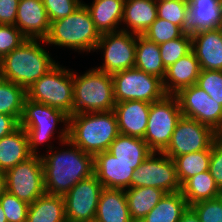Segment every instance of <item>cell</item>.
I'll return each mask as SVG.
<instances>
[{"label":"cell","mask_w":222,"mask_h":222,"mask_svg":"<svg viewBox=\"0 0 222 222\" xmlns=\"http://www.w3.org/2000/svg\"><path fill=\"white\" fill-rule=\"evenodd\" d=\"M26 89L11 81L0 78V113L15 116L19 121L22 117Z\"/></svg>","instance_id":"obj_32"},{"label":"cell","mask_w":222,"mask_h":222,"mask_svg":"<svg viewBox=\"0 0 222 222\" xmlns=\"http://www.w3.org/2000/svg\"><path fill=\"white\" fill-rule=\"evenodd\" d=\"M191 38L200 69L222 71V27L195 32Z\"/></svg>","instance_id":"obj_18"},{"label":"cell","mask_w":222,"mask_h":222,"mask_svg":"<svg viewBox=\"0 0 222 222\" xmlns=\"http://www.w3.org/2000/svg\"><path fill=\"white\" fill-rule=\"evenodd\" d=\"M74 114L108 112L115 107L112 75L95 68L78 76L73 73Z\"/></svg>","instance_id":"obj_5"},{"label":"cell","mask_w":222,"mask_h":222,"mask_svg":"<svg viewBox=\"0 0 222 222\" xmlns=\"http://www.w3.org/2000/svg\"><path fill=\"white\" fill-rule=\"evenodd\" d=\"M134 67L163 80L166 69L163 65L159 45L143 35H137Z\"/></svg>","instance_id":"obj_28"},{"label":"cell","mask_w":222,"mask_h":222,"mask_svg":"<svg viewBox=\"0 0 222 222\" xmlns=\"http://www.w3.org/2000/svg\"><path fill=\"white\" fill-rule=\"evenodd\" d=\"M0 203L8 222H26L30 204L7 191L0 197Z\"/></svg>","instance_id":"obj_37"},{"label":"cell","mask_w":222,"mask_h":222,"mask_svg":"<svg viewBox=\"0 0 222 222\" xmlns=\"http://www.w3.org/2000/svg\"><path fill=\"white\" fill-rule=\"evenodd\" d=\"M175 96L183 117L208 125L215 132L222 128V105L197 84L180 90Z\"/></svg>","instance_id":"obj_15"},{"label":"cell","mask_w":222,"mask_h":222,"mask_svg":"<svg viewBox=\"0 0 222 222\" xmlns=\"http://www.w3.org/2000/svg\"><path fill=\"white\" fill-rule=\"evenodd\" d=\"M7 191L6 174L0 170V197Z\"/></svg>","instance_id":"obj_46"},{"label":"cell","mask_w":222,"mask_h":222,"mask_svg":"<svg viewBox=\"0 0 222 222\" xmlns=\"http://www.w3.org/2000/svg\"><path fill=\"white\" fill-rule=\"evenodd\" d=\"M50 22L65 18L81 6L80 0H42Z\"/></svg>","instance_id":"obj_41"},{"label":"cell","mask_w":222,"mask_h":222,"mask_svg":"<svg viewBox=\"0 0 222 222\" xmlns=\"http://www.w3.org/2000/svg\"><path fill=\"white\" fill-rule=\"evenodd\" d=\"M28 136L19 126L15 131L0 139V170L6 172L31 157Z\"/></svg>","instance_id":"obj_23"},{"label":"cell","mask_w":222,"mask_h":222,"mask_svg":"<svg viewBox=\"0 0 222 222\" xmlns=\"http://www.w3.org/2000/svg\"><path fill=\"white\" fill-rule=\"evenodd\" d=\"M0 222H8L0 203Z\"/></svg>","instance_id":"obj_47"},{"label":"cell","mask_w":222,"mask_h":222,"mask_svg":"<svg viewBox=\"0 0 222 222\" xmlns=\"http://www.w3.org/2000/svg\"><path fill=\"white\" fill-rule=\"evenodd\" d=\"M58 122H64V125L68 126L69 116L57 108L26 97L20 126L27 133L29 150L32 155H38L37 147L52 138Z\"/></svg>","instance_id":"obj_7"},{"label":"cell","mask_w":222,"mask_h":222,"mask_svg":"<svg viewBox=\"0 0 222 222\" xmlns=\"http://www.w3.org/2000/svg\"><path fill=\"white\" fill-rule=\"evenodd\" d=\"M182 116L175 95L166 94L162 99L151 103L143 140L152 152H163L167 148Z\"/></svg>","instance_id":"obj_8"},{"label":"cell","mask_w":222,"mask_h":222,"mask_svg":"<svg viewBox=\"0 0 222 222\" xmlns=\"http://www.w3.org/2000/svg\"><path fill=\"white\" fill-rule=\"evenodd\" d=\"M179 222H200V219L195 211L191 207H188L182 214Z\"/></svg>","instance_id":"obj_45"},{"label":"cell","mask_w":222,"mask_h":222,"mask_svg":"<svg viewBox=\"0 0 222 222\" xmlns=\"http://www.w3.org/2000/svg\"><path fill=\"white\" fill-rule=\"evenodd\" d=\"M216 138L217 132L208 125L182 116L163 153L174 159L183 154L208 150Z\"/></svg>","instance_id":"obj_13"},{"label":"cell","mask_w":222,"mask_h":222,"mask_svg":"<svg viewBox=\"0 0 222 222\" xmlns=\"http://www.w3.org/2000/svg\"><path fill=\"white\" fill-rule=\"evenodd\" d=\"M127 30L123 28L100 36L95 50L103 49L105 52L104 63L96 68L97 70L112 75L116 72L134 68L137 35Z\"/></svg>","instance_id":"obj_12"},{"label":"cell","mask_w":222,"mask_h":222,"mask_svg":"<svg viewBox=\"0 0 222 222\" xmlns=\"http://www.w3.org/2000/svg\"><path fill=\"white\" fill-rule=\"evenodd\" d=\"M19 0H0V24L15 25Z\"/></svg>","instance_id":"obj_43"},{"label":"cell","mask_w":222,"mask_h":222,"mask_svg":"<svg viewBox=\"0 0 222 222\" xmlns=\"http://www.w3.org/2000/svg\"><path fill=\"white\" fill-rule=\"evenodd\" d=\"M38 39H27L18 48L0 60V78L24 87L26 90L57 63Z\"/></svg>","instance_id":"obj_3"},{"label":"cell","mask_w":222,"mask_h":222,"mask_svg":"<svg viewBox=\"0 0 222 222\" xmlns=\"http://www.w3.org/2000/svg\"><path fill=\"white\" fill-rule=\"evenodd\" d=\"M158 18L179 26L188 32L189 2L188 0H162L157 2Z\"/></svg>","instance_id":"obj_34"},{"label":"cell","mask_w":222,"mask_h":222,"mask_svg":"<svg viewBox=\"0 0 222 222\" xmlns=\"http://www.w3.org/2000/svg\"><path fill=\"white\" fill-rule=\"evenodd\" d=\"M26 40L15 25L0 24V60Z\"/></svg>","instance_id":"obj_39"},{"label":"cell","mask_w":222,"mask_h":222,"mask_svg":"<svg viewBox=\"0 0 222 222\" xmlns=\"http://www.w3.org/2000/svg\"><path fill=\"white\" fill-rule=\"evenodd\" d=\"M50 23L42 0H19L15 26L27 39L43 41Z\"/></svg>","instance_id":"obj_17"},{"label":"cell","mask_w":222,"mask_h":222,"mask_svg":"<svg viewBox=\"0 0 222 222\" xmlns=\"http://www.w3.org/2000/svg\"><path fill=\"white\" fill-rule=\"evenodd\" d=\"M100 36L89 10L82 2L81 6L69 16L50 23L48 36L43 43L91 52L95 50Z\"/></svg>","instance_id":"obj_4"},{"label":"cell","mask_w":222,"mask_h":222,"mask_svg":"<svg viewBox=\"0 0 222 222\" xmlns=\"http://www.w3.org/2000/svg\"><path fill=\"white\" fill-rule=\"evenodd\" d=\"M7 192L18 199L33 203L46 193L41 155H32L6 172Z\"/></svg>","instance_id":"obj_10"},{"label":"cell","mask_w":222,"mask_h":222,"mask_svg":"<svg viewBox=\"0 0 222 222\" xmlns=\"http://www.w3.org/2000/svg\"><path fill=\"white\" fill-rule=\"evenodd\" d=\"M26 222H67L62 195L45 193L29 205Z\"/></svg>","instance_id":"obj_26"},{"label":"cell","mask_w":222,"mask_h":222,"mask_svg":"<svg viewBox=\"0 0 222 222\" xmlns=\"http://www.w3.org/2000/svg\"><path fill=\"white\" fill-rule=\"evenodd\" d=\"M196 84L222 105V71L201 70Z\"/></svg>","instance_id":"obj_38"},{"label":"cell","mask_w":222,"mask_h":222,"mask_svg":"<svg viewBox=\"0 0 222 222\" xmlns=\"http://www.w3.org/2000/svg\"><path fill=\"white\" fill-rule=\"evenodd\" d=\"M94 222H133L124 189H102Z\"/></svg>","instance_id":"obj_21"},{"label":"cell","mask_w":222,"mask_h":222,"mask_svg":"<svg viewBox=\"0 0 222 222\" xmlns=\"http://www.w3.org/2000/svg\"><path fill=\"white\" fill-rule=\"evenodd\" d=\"M188 207L181 191L166 193L141 222H179Z\"/></svg>","instance_id":"obj_31"},{"label":"cell","mask_w":222,"mask_h":222,"mask_svg":"<svg viewBox=\"0 0 222 222\" xmlns=\"http://www.w3.org/2000/svg\"><path fill=\"white\" fill-rule=\"evenodd\" d=\"M119 134L113 110L69 116L68 140L92 156L108 151L110 144Z\"/></svg>","instance_id":"obj_2"},{"label":"cell","mask_w":222,"mask_h":222,"mask_svg":"<svg viewBox=\"0 0 222 222\" xmlns=\"http://www.w3.org/2000/svg\"><path fill=\"white\" fill-rule=\"evenodd\" d=\"M125 0H94L89 10L97 31L102 34L119 31L117 25L122 22Z\"/></svg>","instance_id":"obj_24"},{"label":"cell","mask_w":222,"mask_h":222,"mask_svg":"<svg viewBox=\"0 0 222 222\" xmlns=\"http://www.w3.org/2000/svg\"><path fill=\"white\" fill-rule=\"evenodd\" d=\"M217 138L222 142V128L217 132Z\"/></svg>","instance_id":"obj_48"},{"label":"cell","mask_w":222,"mask_h":222,"mask_svg":"<svg viewBox=\"0 0 222 222\" xmlns=\"http://www.w3.org/2000/svg\"><path fill=\"white\" fill-rule=\"evenodd\" d=\"M103 185L92 176L79 181L63 197L67 222H94Z\"/></svg>","instance_id":"obj_14"},{"label":"cell","mask_w":222,"mask_h":222,"mask_svg":"<svg viewBox=\"0 0 222 222\" xmlns=\"http://www.w3.org/2000/svg\"><path fill=\"white\" fill-rule=\"evenodd\" d=\"M157 2L153 0H125L122 22L133 34L143 35L157 19Z\"/></svg>","instance_id":"obj_25"},{"label":"cell","mask_w":222,"mask_h":222,"mask_svg":"<svg viewBox=\"0 0 222 222\" xmlns=\"http://www.w3.org/2000/svg\"><path fill=\"white\" fill-rule=\"evenodd\" d=\"M166 192L154 187L125 189L130 217L133 222L141 220L159 203Z\"/></svg>","instance_id":"obj_27"},{"label":"cell","mask_w":222,"mask_h":222,"mask_svg":"<svg viewBox=\"0 0 222 222\" xmlns=\"http://www.w3.org/2000/svg\"><path fill=\"white\" fill-rule=\"evenodd\" d=\"M108 152L123 163H142L152 151L142 138L119 134Z\"/></svg>","instance_id":"obj_29"},{"label":"cell","mask_w":222,"mask_h":222,"mask_svg":"<svg viewBox=\"0 0 222 222\" xmlns=\"http://www.w3.org/2000/svg\"><path fill=\"white\" fill-rule=\"evenodd\" d=\"M181 193L189 207L197 202L214 199L222 195L209 170L187 179L181 185Z\"/></svg>","instance_id":"obj_30"},{"label":"cell","mask_w":222,"mask_h":222,"mask_svg":"<svg viewBox=\"0 0 222 222\" xmlns=\"http://www.w3.org/2000/svg\"><path fill=\"white\" fill-rule=\"evenodd\" d=\"M159 50L165 69L192 51L191 34L184 32L180 37L159 44Z\"/></svg>","instance_id":"obj_35"},{"label":"cell","mask_w":222,"mask_h":222,"mask_svg":"<svg viewBox=\"0 0 222 222\" xmlns=\"http://www.w3.org/2000/svg\"><path fill=\"white\" fill-rule=\"evenodd\" d=\"M58 137L62 144L70 145V149L48 152L45 156L41 155V160L46 193L64 196L79 181L94 174V156L68 140V126L62 129Z\"/></svg>","instance_id":"obj_1"},{"label":"cell","mask_w":222,"mask_h":222,"mask_svg":"<svg viewBox=\"0 0 222 222\" xmlns=\"http://www.w3.org/2000/svg\"><path fill=\"white\" fill-rule=\"evenodd\" d=\"M112 79L116 103L122 101L152 103L166 95L161 78L135 67L112 74Z\"/></svg>","instance_id":"obj_9"},{"label":"cell","mask_w":222,"mask_h":222,"mask_svg":"<svg viewBox=\"0 0 222 222\" xmlns=\"http://www.w3.org/2000/svg\"><path fill=\"white\" fill-rule=\"evenodd\" d=\"M183 33L184 31L179 26L157 17L143 36L159 45L176 39Z\"/></svg>","instance_id":"obj_36"},{"label":"cell","mask_w":222,"mask_h":222,"mask_svg":"<svg viewBox=\"0 0 222 222\" xmlns=\"http://www.w3.org/2000/svg\"><path fill=\"white\" fill-rule=\"evenodd\" d=\"M141 163H123L118 161L108 151L94 156V175L104 188H131V178L134 170Z\"/></svg>","instance_id":"obj_16"},{"label":"cell","mask_w":222,"mask_h":222,"mask_svg":"<svg viewBox=\"0 0 222 222\" xmlns=\"http://www.w3.org/2000/svg\"><path fill=\"white\" fill-rule=\"evenodd\" d=\"M20 126V121L11 115L0 113V139L15 131Z\"/></svg>","instance_id":"obj_44"},{"label":"cell","mask_w":222,"mask_h":222,"mask_svg":"<svg viewBox=\"0 0 222 222\" xmlns=\"http://www.w3.org/2000/svg\"><path fill=\"white\" fill-rule=\"evenodd\" d=\"M211 147L208 150L176 156L173 160L176 165L177 176L182 185L187 179L209 170Z\"/></svg>","instance_id":"obj_33"},{"label":"cell","mask_w":222,"mask_h":222,"mask_svg":"<svg viewBox=\"0 0 222 222\" xmlns=\"http://www.w3.org/2000/svg\"><path fill=\"white\" fill-rule=\"evenodd\" d=\"M188 33L222 27V0H188Z\"/></svg>","instance_id":"obj_22"},{"label":"cell","mask_w":222,"mask_h":222,"mask_svg":"<svg viewBox=\"0 0 222 222\" xmlns=\"http://www.w3.org/2000/svg\"><path fill=\"white\" fill-rule=\"evenodd\" d=\"M200 71L198 59L195 53L191 51L166 69V75L163 79L165 93L175 95L180 90L196 84Z\"/></svg>","instance_id":"obj_20"},{"label":"cell","mask_w":222,"mask_h":222,"mask_svg":"<svg viewBox=\"0 0 222 222\" xmlns=\"http://www.w3.org/2000/svg\"><path fill=\"white\" fill-rule=\"evenodd\" d=\"M27 98L74 114L73 72L57 63L52 69L34 82L27 90Z\"/></svg>","instance_id":"obj_6"},{"label":"cell","mask_w":222,"mask_h":222,"mask_svg":"<svg viewBox=\"0 0 222 222\" xmlns=\"http://www.w3.org/2000/svg\"><path fill=\"white\" fill-rule=\"evenodd\" d=\"M209 172L222 192V142L218 138L211 145Z\"/></svg>","instance_id":"obj_42"},{"label":"cell","mask_w":222,"mask_h":222,"mask_svg":"<svg viewBox=\"0 0 222 222\" xmlns=\"http://www.w3.org/2000/svg\"><path fill=\"white\" fill-rule=\"evenodd\" d=\"M157 152H152L141 165L134 170L131 178V188L154 187L166 193L181 191L176 165L172 158L163 152H158L161 157H155Z\"/></svg>","instance_id":"obj_11"},{"label":"cell","mask_w":222,"mask_h":222,"mask_svg":"<svg viewBox=\"0 0 222 222\" xmlns=\"http://www.w3.org/2000/svg\"><path fill=\"white\" fill-rule=\"evenodd\" d=\"M198 215L200 222H222V195L190 206Z\"/></svg>","instance_id":"obj_40"},{"label":"cell","mask_w":222,"mask_h":222,"mask_svg":"<svg viewBox=\"0 0 222 222\" xmlns=\"http://www.w3.org/2000/svg\"><path fill=\"white\" fill-rule=\"evenodd\" d=\"M151 103L145 101H122L113 109L118 123L119 133L144 138Z\"/></svg>","instance_id":"obj_19"}]
</instances>
